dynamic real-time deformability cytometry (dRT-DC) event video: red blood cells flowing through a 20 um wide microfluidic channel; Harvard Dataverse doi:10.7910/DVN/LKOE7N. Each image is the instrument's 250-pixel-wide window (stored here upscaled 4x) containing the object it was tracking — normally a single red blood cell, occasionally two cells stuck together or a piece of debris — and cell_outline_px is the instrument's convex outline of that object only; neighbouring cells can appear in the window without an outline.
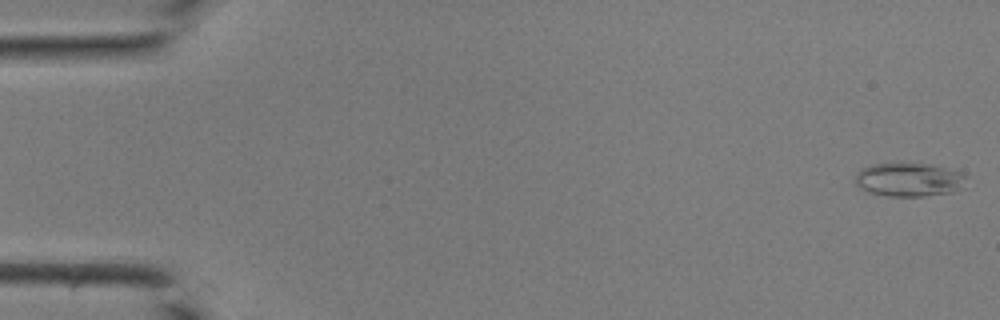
{"species": "common noctule bat (a hibernating species)", "species_latin": "Nyctalus noctula", "temperature_condition": "room temperature", "stored_images_in_passage": 41, "camera_frame_rate_fps": 3000, "um_per_image_px": 0.085, "animal": {"sex": "male", "body_mass_g": 19.0, "forearm_length_mm": 50.8}, "frame": {"image": 1, "passage_image": 1, "time_ms": 0.0, "image_size_px": [1000, 320], "cell_outline_px": [[968, 176], [960, 188], [956, 192], [924, 196], [888, 196], [868, 192], [860, 188], [852, 180], [856, 172], [860, 168], [872, 164], [900, 160], [928, 164], [960, 172]], "centroid_in_image_um": [77.18, 15.23], "position_along_channel_um": 7.8, "area_um2": 22.66}}
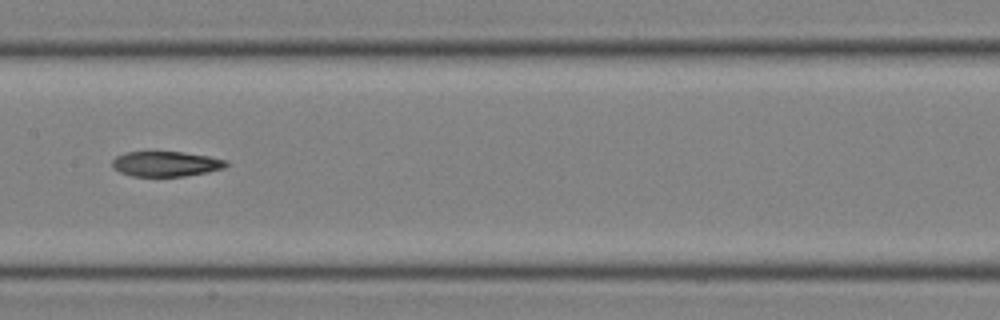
{"frame": {"image": 2, "passage_image": 22, "time_ms": 7.0, "image_size_px": [1000, 320], "cell_outline_px": [[228, 164], [224, 168], [208, 172], [184, 176], [132, 176], [120, 172], [112, 164], [112, 160], [116, 156], [124, 152], [184, 152], [208, 156], [228, 160]], "centroid_in_image_um": [14.13, 13.92], "position_along_channel_um": 193.3, "area_um2": 16.65}}
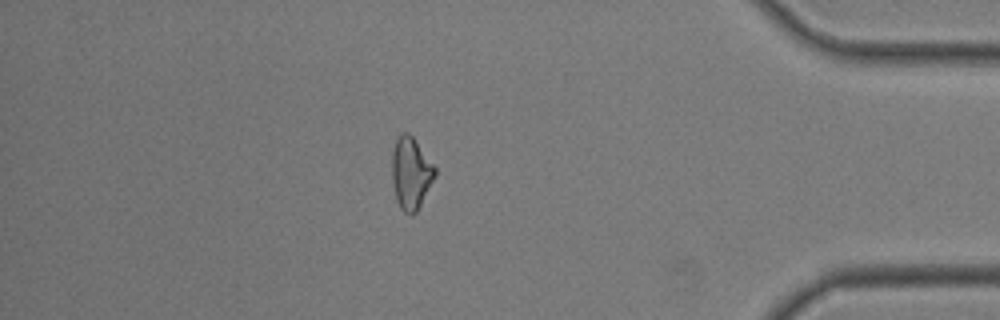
{"frame": {"image": 3, "passage_image": 37, "time_ms": 12.0, "image_size_px": [1000, 320], "cell_outline_px": [[436, 176], [416, 212], [412, 216], [404, 212], [400, 208], [396, 200], [392, 180], [392, 152], [396, 140], [400, 132], [408, 132], [412, 136], [436, 168]], "centroid_in_image_um": [34.91, 14.72], "position_along_channel_um": 400.3, "area_um2": 18.03}}